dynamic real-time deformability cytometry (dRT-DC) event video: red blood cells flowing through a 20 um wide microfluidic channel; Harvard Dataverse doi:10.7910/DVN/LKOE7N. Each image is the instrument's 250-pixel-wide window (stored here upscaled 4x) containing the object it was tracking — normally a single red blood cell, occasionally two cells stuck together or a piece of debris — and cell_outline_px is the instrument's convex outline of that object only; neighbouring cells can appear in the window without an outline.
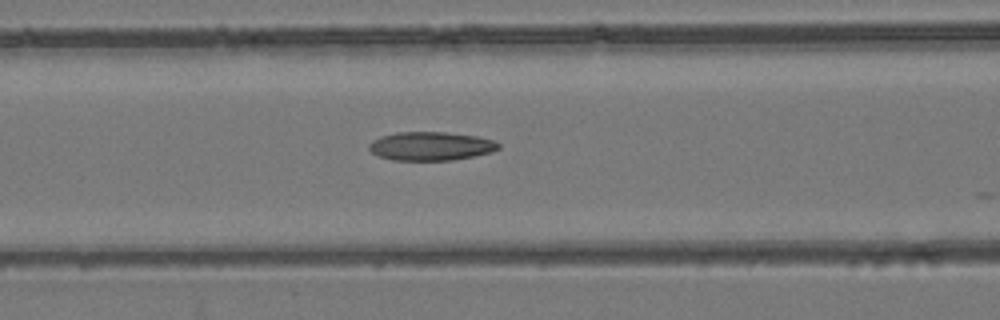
{"species": "common noctule bat (a hibernating species)", "species_latin": "Nyctalus noctula", "temperature_condition": "room temperature", "stored_images_in_passage": 23, "camera_frame_rate_fps": 3000, "um_per_image_px": 0.085, "animal": {"sex": "female", "body_mass_g": 24.6, "forearm_length_mm": 56.2}, "frame": {"image": 1, "passage_image": 3, "time_ms": 0.667, "image_size_px": [1000, 320], "cell_outline_px": [[500, 148], [492, 152], [452, 160], [392, 160], [380, 156], [372, 152], [368, 148], [368, 144], [372, 140], [380, 136], [396, 132], [444, 132], [476, 136], [496, 140], [500, 144]], "centroid_in_image_um": [36.62, 12.41], "position_along_channel_um": 130.0, "area_um2": 21.68}}
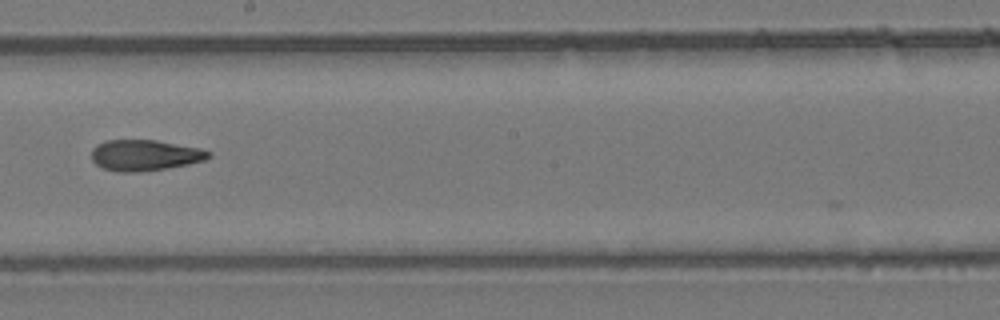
{"frame": {"image": 2, "passage_image": 11, "time_ms": 3.333, "image_size_px": [1000, 320], "cell_outline_px": [[212, 156], [204, 160], [188, 164], [140, 172], [120, 172], [104, 168], [96, 164], [92, 160], [92, 148], [96, 144], [104, 140], [156, 140], [200, 148], [212, 152]], "centroid_in_image_um": [12.3, 13.18], "position_along_channel_um": 235.9, "area_um2": 21.1}}
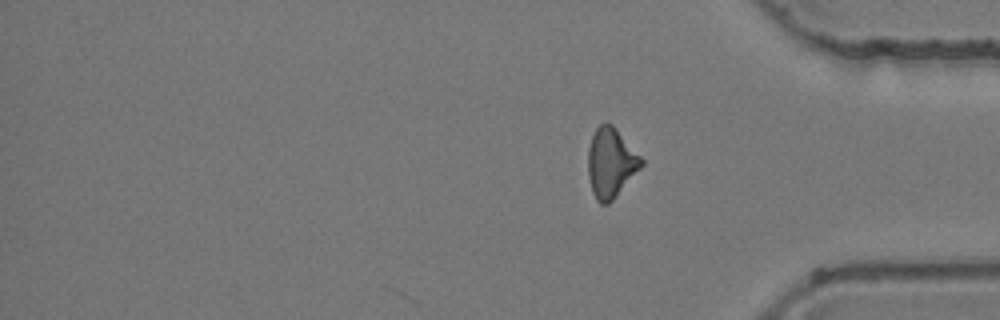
{"frame": {"image": 3, "passage_image": 23, "time_ms": 7.333, "image_size_px": [1000, 320], "cell_outline_px": [[644, 164], [612, 200], [608, 204], [600, 204], [596, 200], [592, 192], [588, 176], [588, 148], [592, 136], [596, 128], [600, 124], [608, 120], [616, 128], [644, 160]], "centroid_in_image_um": [51.91, 13.82], "position_along_channel_um": 383.3, "area_um2": 21.62}, "authors_computed_cell_mechanics": {"area_um2": 21.097, "velocity_mm_per_s": 3.9634, "shape_relaxation_time_tau1_ms": null, "shape_relaxation_time_tau2_ms": 1.6507, "deformation_change_tau1": null, "deformation_change_tau2": 0.0754}}